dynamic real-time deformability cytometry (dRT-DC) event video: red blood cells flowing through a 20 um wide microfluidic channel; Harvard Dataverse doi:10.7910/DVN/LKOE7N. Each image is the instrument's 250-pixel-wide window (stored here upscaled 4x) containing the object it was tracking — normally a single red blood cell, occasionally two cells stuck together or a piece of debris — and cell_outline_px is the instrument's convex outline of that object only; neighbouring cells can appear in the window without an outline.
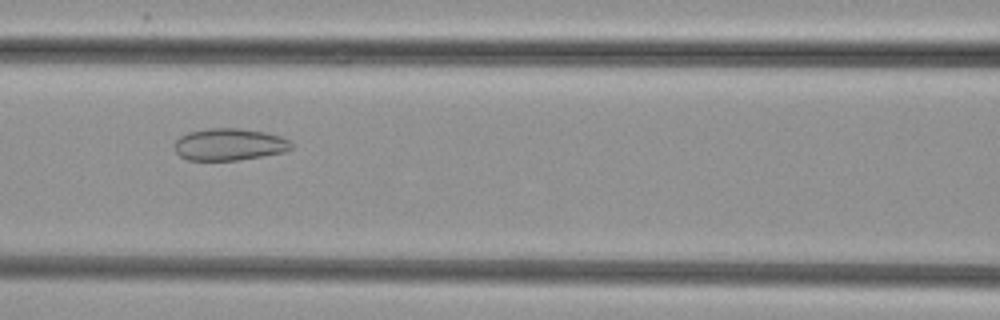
{"species": "common noctule bat (a hibernating species)", "species_latin": "Nyctalus noctula", "temperature_condition": "cold", "stored_images_in_passage": 35, "camera_frame_rate_fps": 3000, "um_per_image_px": 0.085, "animal": {"sex": "female", "body_mass_g": 29.2, "forearm_length_mm": 56.3}, "frame": {"image": 1, "passage_image": 11, "time_ms": 3.333, "image_size_px": [1000, 320], "cell_outline_px": [[292, 148], [284, 152], [264, 156], [236, 160], [188, 160], [180, 156], [176, 152], [176, 140], [180, 136], [188, 132], [208, 128], [236, 128], [264, 132], [280, 136], [288, 140], [292, 144]], "centroid_in_image_um": [19.49, 12.28], "position_along_channel_um": 147.1, "area_um2": 21.68}}
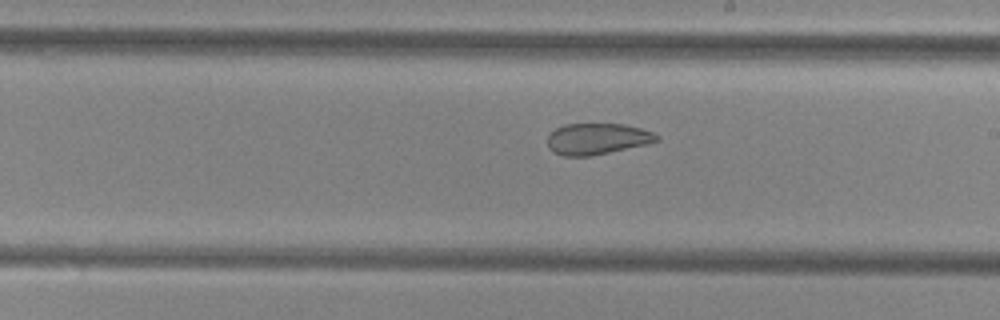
{"frame": {"image": 2, "passage_image": 18, "time_ms": 5.667, "image_size_px": [1000, 320], "cell_outline_px": [[660, 140], [644, 144], [592, 156], [564, 156], [552, 152], [548, 148], [548, 136], [556, 128], [564, 124], [624, 124], [640, 128], [652, 132], [660, 136]], "centroid_in_image_um": [50.73, 11.8], "position_along_channel_um": 238.3, "area_um2": 19.77}}
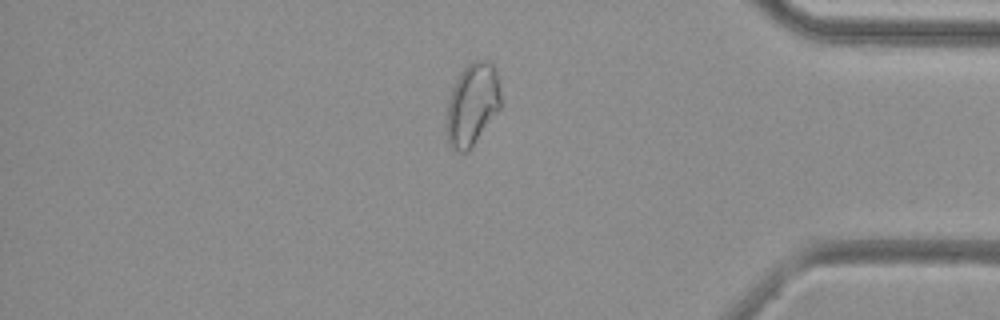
{"frame": {"image": 3, "passage_image": 32, "time_ms": 10.333, "image_size_px": [1000, 320], "cell_outline_px": [[500, 108], [472, 148], [468, 152], [456, 152], [448, 144], [444, 124], [448, 100], [452, 88], [460, 72], [472, 60], [488, 60], [496, 68], [500, 88]], "centroid_in_image_um": [40.11, 8.9], "position_along_channel_um": 395.1, "area_um2": 26.65}}